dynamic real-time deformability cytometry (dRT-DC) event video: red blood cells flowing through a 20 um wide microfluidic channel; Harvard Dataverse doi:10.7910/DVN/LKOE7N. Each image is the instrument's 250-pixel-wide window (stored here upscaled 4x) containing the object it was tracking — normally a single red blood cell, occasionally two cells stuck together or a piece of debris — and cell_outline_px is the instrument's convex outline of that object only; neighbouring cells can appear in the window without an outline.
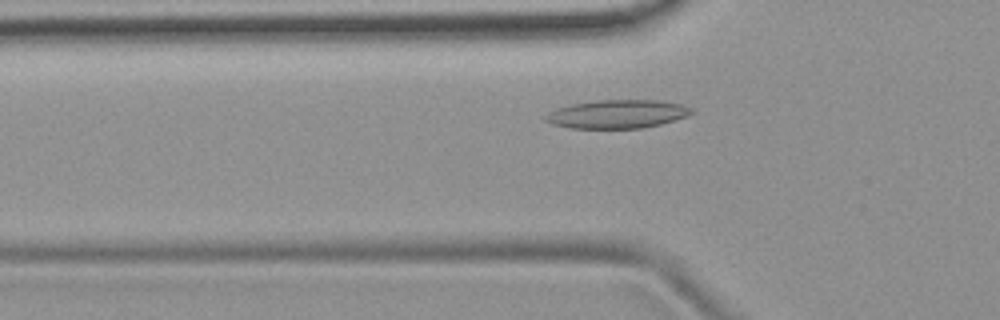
{"species": "common noctule bat (a hibernating species)", "species_latin": "Nyctalus noctula", "temperature_condition": "room temperature", "stored_images_in_passage": 39, "camera_frame_rate_fps": 3000, "um_per_image_px": 0.085, "animal": {"sex": "female", "body_mass_g": 19.9}, "frame": {"image": 1, "passage_image": 4, "time_ms": 1.0, "image_size_px": [1000, 320], "cell_outline_px": [[696, 112], [660, 124], [644, 128], [568, 128], [552, 124], [544, 120], [544, 116], [548, 112], [556, 108], [572, 104], [596, 100], [660, 100], [680, 104], [692, 108]], "centroid_in_image_um": [52.43, 9.69], "position_along_channel_um": 73.4, "area_um2": 24.22}}
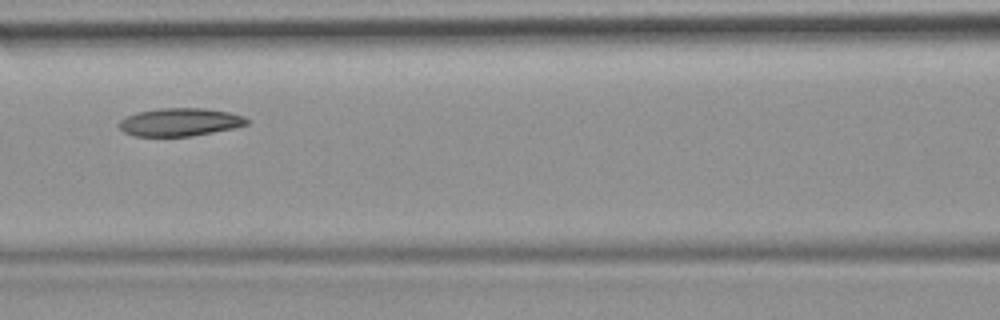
{"frame": {"image": 2, "passage_image": 10, "time_ms": 3.0, "image_size_px": [1000, 320], "cell_outline_px": [[248, 124], [236, 128], [192, 136], [136, 136], [124, 132], [120, 128], [120, 120], [124, 116], [136, 112], [160, 108], [204, 108], [228, 112], [244, 116], [248, 120]], "centroid_in_image_um": [15.3, 10.37], "position_along_channel_um": 151.3, "area_um2": 20.92}}
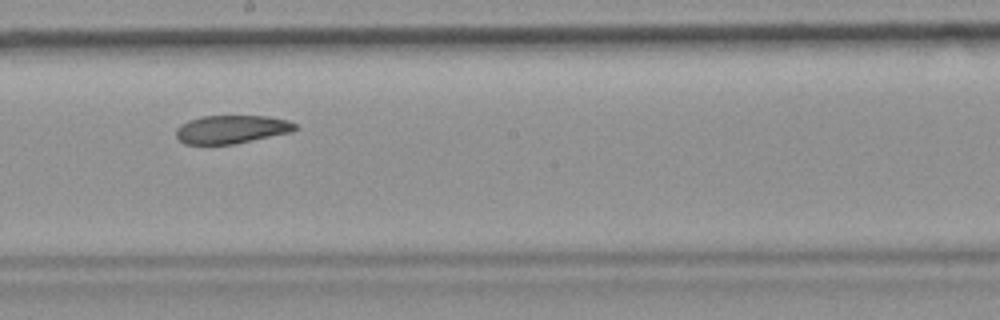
{"frame": {"image": 3, "passage_image": 16, "time_ms": 5.0, "image_size_px": [1000, 320], "cell_outline_px": [[300, 128], [292, 132], [236, 144], [184, 144], [176, 136], [176, 128], [180, 124], [188, 120], [200, 116], [268, 116], [288, 120], [296, 124]], "centroid_in_image_um": [19.7, 10.99], "position_along_channel_um": 228.5, "area_um2": 19.88}, "authors_computed_cell_mechanics": {"area_um2": 21.386, "velocity_mm_per_s": 3.8786, "shape_relaxation_time_tau1_ms": 7.5271, "shape_relaxation_time_tau2_ms": 4.4944, "deformation_change_tau1": 0.1479, "deformation_change_tau2": 0.109}}